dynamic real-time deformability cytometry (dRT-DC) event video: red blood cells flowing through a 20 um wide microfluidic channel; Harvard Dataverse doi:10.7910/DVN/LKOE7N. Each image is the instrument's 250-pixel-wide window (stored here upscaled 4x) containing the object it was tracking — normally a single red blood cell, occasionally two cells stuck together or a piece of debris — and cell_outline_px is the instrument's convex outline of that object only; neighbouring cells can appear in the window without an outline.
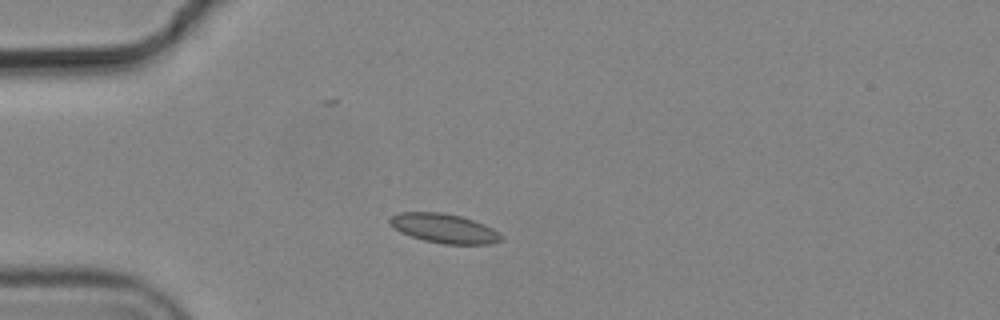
{"species": "common noctule bat (a hibernating species)", "species_latin": "Nyctalus noctula", "temperature_condition": "cold", "stored_images_in_passage": 3, "camera_frame_rate_fps": 3000, "um_per_image_px": 0.085, "animal": {"sex": "male", "body_mass_g": 19.2, "forearm_length_mm": 51.8}, "frame": {"image": 1, "passage_image": 2, "time_ms": 0.333, "image_size_px": [1000, 320], "cell_outline_px": [[500, 240], [492, 244], [444, 244], [424, 240], [400, 232], [388, 224], [388, 220], [392, 216], [400, 212], [440, 212], [460, 216], [484, 224], [492, 228], [500, 236]], "centroid_in_image_um": [37.69, 19.4], "position_along_channel_um": 47.3, "area_um2": 18.79}}